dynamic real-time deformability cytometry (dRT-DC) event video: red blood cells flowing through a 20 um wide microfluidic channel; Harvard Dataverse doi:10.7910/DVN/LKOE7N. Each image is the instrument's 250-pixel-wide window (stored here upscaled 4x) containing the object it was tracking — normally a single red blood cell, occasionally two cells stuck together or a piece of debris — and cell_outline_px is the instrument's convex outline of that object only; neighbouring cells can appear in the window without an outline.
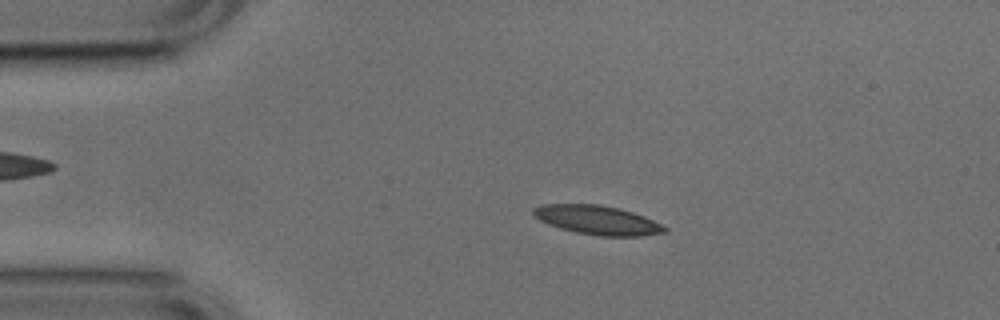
{"species": "common noctule bat (a hibernating species)", "species_latin": "Nyctalus noctula", "temperature_condition": "cold", "stored_images_in_passage": 52, "camera_frame_rate_fps": 3000, "um_per_image_px": 0.085, "animal": {"sex": "male", "body_mass_g": 17.9, "forearm_length_mm": 54.2}, "frame": {"image": 1, "passage_image": 10, "time_ms": 3.0, "image_size_px": [1000, 320], "cell_outline_px": [[668, 232], [644, 236], [600, 236], [576, 232], [560, 228], [548, 224], [540, 220], [532, 212], [532, 208], [540, 204], [600, 204], [620, 208], [644, 216], [668, 228]], "centroid_in_image_um": [50.79, 18.7], "position_along_channel_um": 34.2, "area_um2": 22.31}}
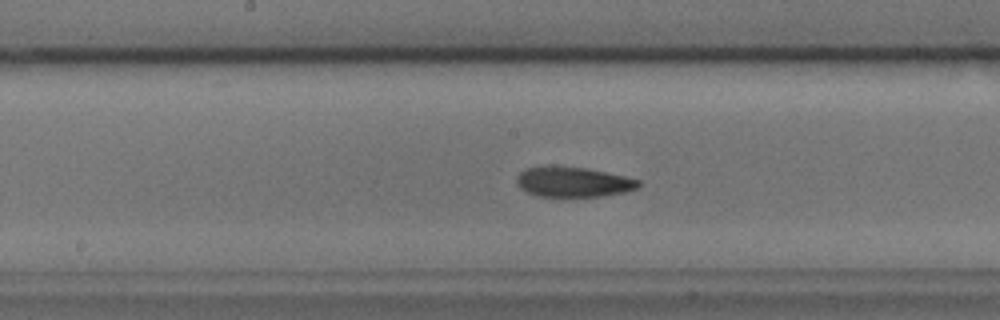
{"frame": {"image": 2, "passage_image": 26, "time_ms": 8.333, "image_size_px": [1000, 320], "cell_outline_px": [[640, 184], [636, 188], [624, 192], [600, 196], [540, 196], [528, 192], [520, 188], [516, 184], [516, 176], [520, 172], [528, 168], [584, 168], [624, 176], [640, 180]], "centroid_in_image_um": [48.73, 15.49], "position_along_channel_um": 199.5, "area_um2": 20.52}}
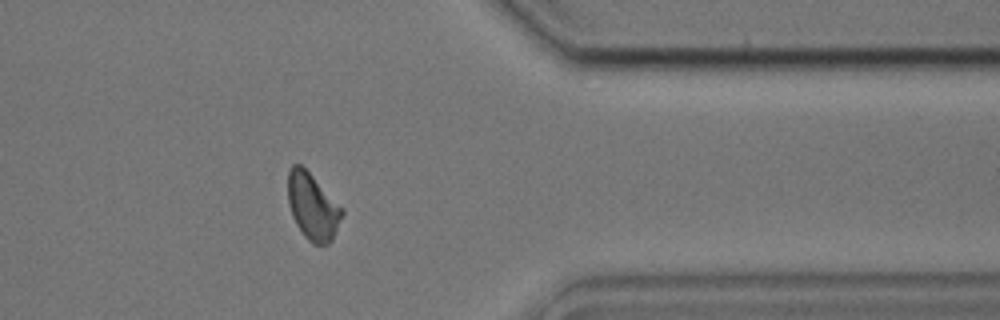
{"frame": {"image": 3, "passage_image": 42, "time_ms": 13.667, "image_size_px": [1000, 320], "cell_outline_px": [[344, 212], [332, 240], [328, 244], [312, 244], [304, 236], [296, 224], [292, 216], [288, 204], [288, 168], [292, 164], [300, 164], [344, 208]], "centroid_in_image_um": [26.57, 17.56], "position_along_channel_um": 384.8, "area_um2": 20.98}, "authors_computed_cell_mechanics": {"area_um2": 21.3571, "velocity_mm_per_s": 3.7637, "shape_relaxation_time_tau1_ms": 5.4745, "shape_relaxation_time_tau2_ms": 4.7172, "deformation_change_tau1": 0.1396, "deformation_change_tau2": 0.1189}}